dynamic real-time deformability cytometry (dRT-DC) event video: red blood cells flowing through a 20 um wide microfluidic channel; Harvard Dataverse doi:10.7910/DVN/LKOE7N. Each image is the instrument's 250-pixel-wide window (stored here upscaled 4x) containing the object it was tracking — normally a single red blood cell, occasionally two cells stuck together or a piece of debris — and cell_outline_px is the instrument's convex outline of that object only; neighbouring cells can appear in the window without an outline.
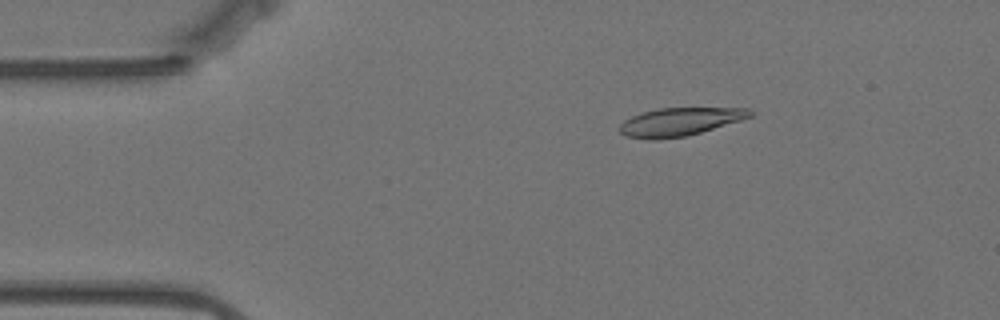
{"species": "Egyptian fruit bat (a non-hibernating species)", "species_latin": "Rousettus aegyptiacus", "temperature_condition": "warm", "stored_images_in_passage": 54, "camera_frame_rate_fps": 3000, "um_per_image_px": 0.085, "animal": {"sex": "female"}, "frame": {"image": 1, "passage_image": 9, "time_ms": 2.667, "image_size_px": [1000, 320], "cell_outline_px": [[752, 116], [740, 120], [688, 136], [656, 140], [648, 140], [628, 136], [620, 132], [620, 124], [624, 120], [632, 116], [644, 112], [660, 108], [748, 108], [752, 112]], "centroid_in_image_um": [57.76, 10.36], "position_along_channel_um": 27.2, "area_um2": 21.21}}
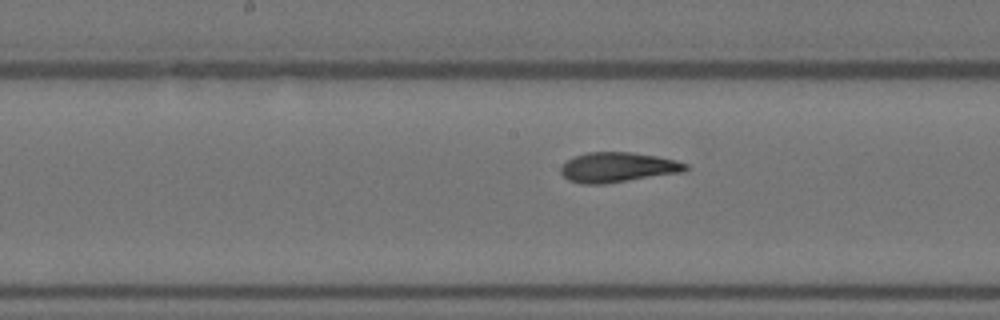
{"frame": {"image": 2, "passage_image": 28, "time_ms": 9.0, "image_size_px": [1000, 320], "cell_outline_px": [[688, 168], [684, 172], [604, 184], [580, 184], [568, 180], [560, 172], [560, 168], [568, 160], [576, 156], [588, 152], [628, 152], [656, 156], [676, 160], [688, 164]], "centroid_in_image_um": [52.52, 14.23], "position_along_channel_um": 195.7, "area_um2": 21.73}}
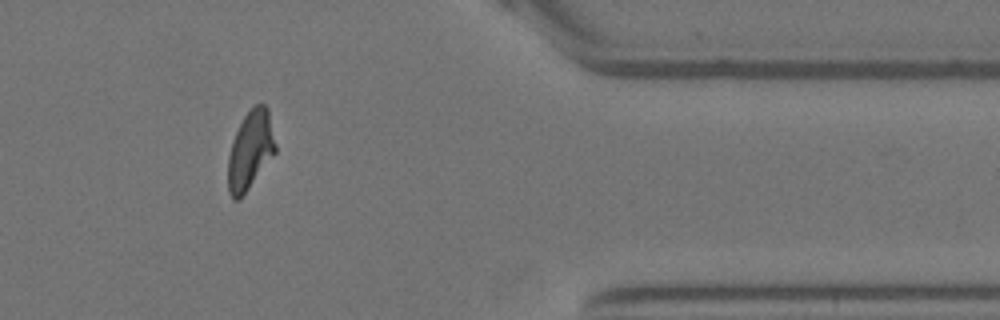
{"frame": {"image": 3, "passage_image": 47, "time_ms": 15.333, "image_size_px": [1000, 320], "cell_outline_px": [[276, 152], [240, 200], [232, 200], [228, 192], [228, 156], [232, 140], [244, 116], [256, 104], [264, 104], [268, 108], [276, 144]], "centroid_in_image_um": [21.27, 12.8], "position_along_channel_um": 390.1, "area_um2": 21.73}, "authors_computed_cell_mechanics": {"area_um2": 21.7328, "velocity_mm_per_s": 3.4996, "shape_relaxation_time_tau1_ms": 4.7938, "shape_relaxation_time_tau2_ms": 1.8426, "deformation_change_tau1": 0.1887, "deformation_change_tau2": 0.1}}